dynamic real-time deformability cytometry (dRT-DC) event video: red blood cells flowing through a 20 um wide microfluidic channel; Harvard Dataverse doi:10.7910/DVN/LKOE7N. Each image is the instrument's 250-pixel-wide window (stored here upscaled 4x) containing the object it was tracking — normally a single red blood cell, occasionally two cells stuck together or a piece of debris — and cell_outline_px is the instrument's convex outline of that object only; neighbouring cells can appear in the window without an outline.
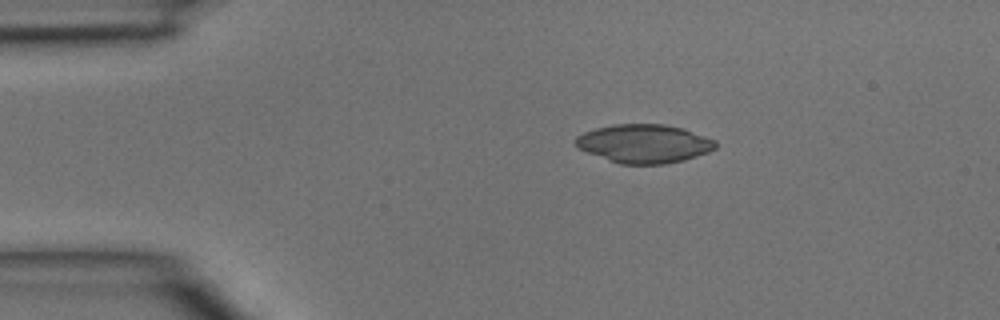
{"species": "common noctule bat (a hibernating species)", "species_latin": "Nyctalus noctula", "temperature_condition": "room temperature", "stored_images_in_passage": 3, "camera_frame_rate_fps": 3000, "um_per_image_px": 0.085, "animal": {"sex": "male", "body_mass_g": 15.6}, "frame": {"image": 1, "passage_image": 2, "time_ms": 0.333, "image_size_px": [1000, 320], "cell_outline_px": [[716, 148], [708, 152], [684, 160], [664, 164], [620, 164], [588, 152], [580, 148], [576, 144], [576, 136], [584, 132], [596, 128], [612, 124], [664, 124], [684, 128], [716, 140]], "centroid_in_image_um": [54.78, 12.2], "position_along_channel_um": 30.2, "area_um2": 31.33}}